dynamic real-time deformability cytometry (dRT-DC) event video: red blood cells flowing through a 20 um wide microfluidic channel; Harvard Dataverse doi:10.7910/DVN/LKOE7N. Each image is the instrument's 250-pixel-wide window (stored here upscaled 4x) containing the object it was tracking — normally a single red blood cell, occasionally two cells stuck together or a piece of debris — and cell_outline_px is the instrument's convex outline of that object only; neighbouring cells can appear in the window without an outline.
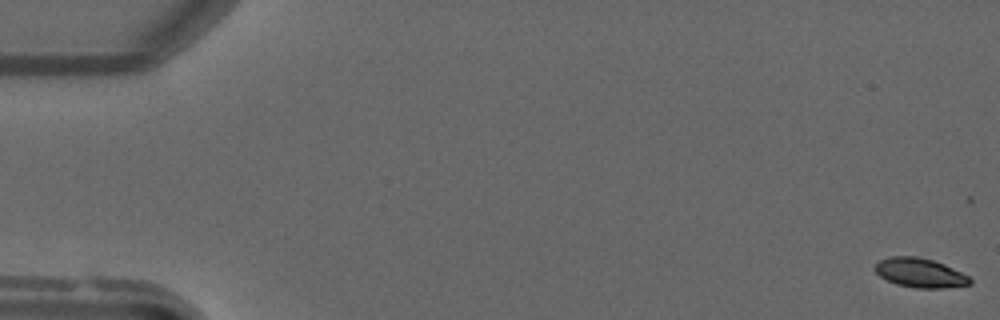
{"species": "common noctule bat (a hibernating species)", "species_latin": "Nyctalus noctula", "temperature_condition": "warm", "stored_images_in_passage": 50, "camera_frame_rate_fps": 3000, "um_per_image_px": 0.085, "animal": {"sex": "male", "forearm_length_mm": 52.5}, "frame": {"image": 1, "passage_image": 1, "time_ms": 0.0, "image_size_px": [1000, 320], "cell_outline_px": [[972, 284], [944, 288], [916, 288], [896, 284], [880, 276], [876, 272], [876, 264], [880, 260], [892, 256], [916, 256], [932, 260], [944, 264], [968, 276], [972, 280]], "centroid_in_image_um": [78.22, 23.2], "position_along_channel_um": 6.8, "area_um2": 16.01}}
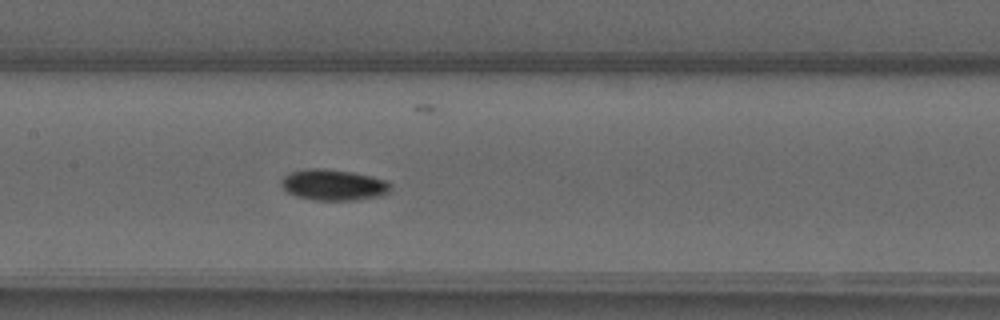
{"frame": {"image": 2, "passage_image": 25, "time_ms": 8.0, "image_size_px": [1000, 320], "cell_outline_px": [[392, 188], [388, 192], [380, 196], [356, 200], [312, 200], [296, 196], [288, 192], [280, 184], [280, 180], [288, 172], [308, 168], [324, 168], [352, 172], [388, 180], [392, 184]], "centroid_in_image_um": [28.35, 15.71], "position_along_channel_um": 179.1, "area_um2": 20.0}}
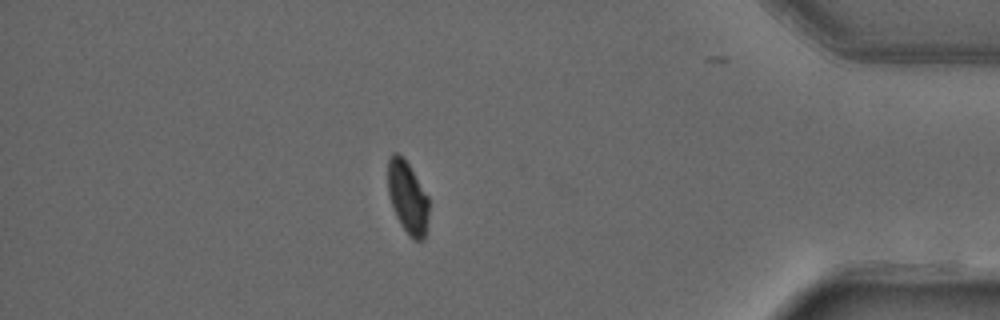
{"frame": {"image": 3, "passage_image": 44, "time_ms": 14.333, "image_size_px": [1000, 320], "cell_outline_px": [[428, 216], [424, 240], [412, 240], [400, 224], [396, 216], [388, 192], [388, 160], [392, 152], [396, 152], [408, 164], [428, 196]], "centroid_in_image_um": [34.64, 16.81], "position_along_channel_um": 400.6, "area_um2": 17.05}}